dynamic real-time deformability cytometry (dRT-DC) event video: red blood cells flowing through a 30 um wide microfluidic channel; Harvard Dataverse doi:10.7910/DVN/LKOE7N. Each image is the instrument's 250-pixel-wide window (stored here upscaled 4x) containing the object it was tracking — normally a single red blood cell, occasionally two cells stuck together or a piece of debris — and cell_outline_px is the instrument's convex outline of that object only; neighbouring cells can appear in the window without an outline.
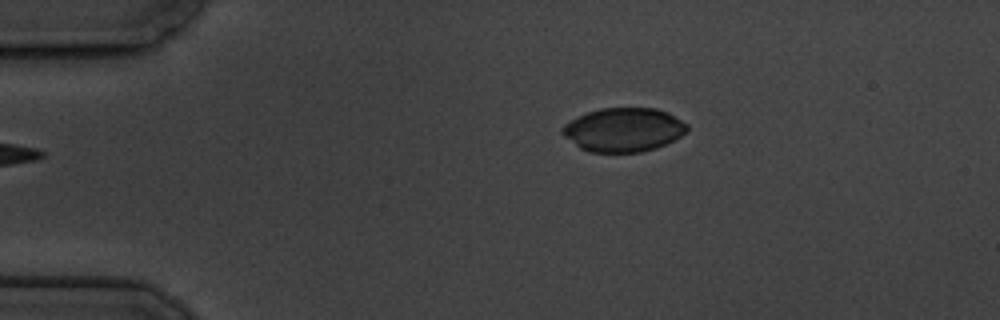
{"species": "common noctule bat (a hibernating species)", "species_latin": "Nyctalus noctula", "temperature_condition": "cold", "stored_images_in_passage": 4, "camera_frame_rate_fps": 3000, "um_per_image_px": 0.085, "animal": {"sex": "male", "body_mass_g": 19.5, "forearm_length_mm": 54.6}, "frame": {"image": 1, "passage_image": 4, "time_ms": 3.667, "image_size_px": [1000, 320], "cell_outline_px": [[688, 128], [680, 136], [656, 148], [640, 152], [588, 152], [580, 148], [564, 136], [560, 132], [560, 128], [564, 124], [576, 116], [600, 108], [656, 108], [668, 112], [688, 124]], "centroid_in_image_um": [52.96, 11.02], "position_along_channel_um": 32.0, "area_um2": 31.91}}